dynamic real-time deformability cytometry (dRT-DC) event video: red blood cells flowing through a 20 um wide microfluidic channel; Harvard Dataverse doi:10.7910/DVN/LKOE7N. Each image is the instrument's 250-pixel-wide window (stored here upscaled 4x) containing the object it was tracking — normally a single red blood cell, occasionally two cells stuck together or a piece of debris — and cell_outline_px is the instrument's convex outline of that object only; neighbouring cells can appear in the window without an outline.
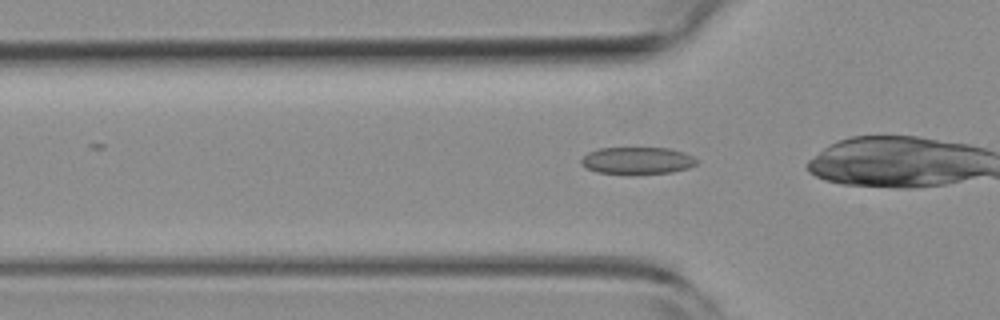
{"species": "common noctule bat (a hibernating species)", "species_latin": "Nyctalus noctula", "temperature_condition": "room temperature", "stored_images_in_passage": 5, "camera_frame_rate_fps": 3000, "um_per_image_px": 0.085, "animal": {"sex": "female", "body_mass_g": 19.3, "forearm_length_mm": 54.1}, "frame": {"image": 1, "passage_image": 2, "time_ms": 0.333, "image_size_px": [1000, 320], "cell_outline_px": [[696, 164], [688, 168], [672, 172], [632, 176], [596, 172], [580, 164], [580, 160], [588, 152], [600, 148], [668, 148], [684, 152], [692, 156], [696, 160]], "centroid_in_image_um": [54.14, 13.68], "position_along_channel_um": 71.7, "area_um2": 18.67}}